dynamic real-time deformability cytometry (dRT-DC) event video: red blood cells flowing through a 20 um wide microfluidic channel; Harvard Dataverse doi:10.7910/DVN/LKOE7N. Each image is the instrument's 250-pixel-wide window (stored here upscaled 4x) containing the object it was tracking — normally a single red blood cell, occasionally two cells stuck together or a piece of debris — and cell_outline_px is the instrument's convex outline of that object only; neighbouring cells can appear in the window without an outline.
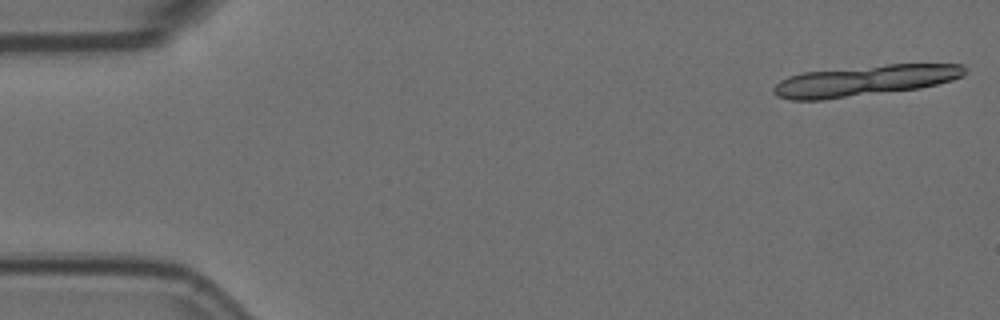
{"species": "Egyptian fruit bat (a non-hibernating species)", "species_latin": "Rousettus aegyptiacus", "temperature_condition": "room temperature", "stored_images_in_passage": 20, "segment_of_instrument_passage": [1, 2], "camera_frame_rate_fps": 3000, "um_per_image_px": 0.085, "animal": {"sex": "female"}, "frame": {"image": 1, "passage_image": 1, "time_ms": 0.0, "image_size_px": [1000, 320], "cell_outline_px": [[968, 72], [964, 76], [952, 80], [920, 88], [824, 100], [792, 100], [776, 96], [772, 92], [772, 88], [780, 80], [788, 76], [800, 72], [888, 64], [964, 64], [968, 68]], "centroid_in_image_um": [73.5, 6.85], "position_along_channel_um": 11.5, "area_um2": 34.62}}